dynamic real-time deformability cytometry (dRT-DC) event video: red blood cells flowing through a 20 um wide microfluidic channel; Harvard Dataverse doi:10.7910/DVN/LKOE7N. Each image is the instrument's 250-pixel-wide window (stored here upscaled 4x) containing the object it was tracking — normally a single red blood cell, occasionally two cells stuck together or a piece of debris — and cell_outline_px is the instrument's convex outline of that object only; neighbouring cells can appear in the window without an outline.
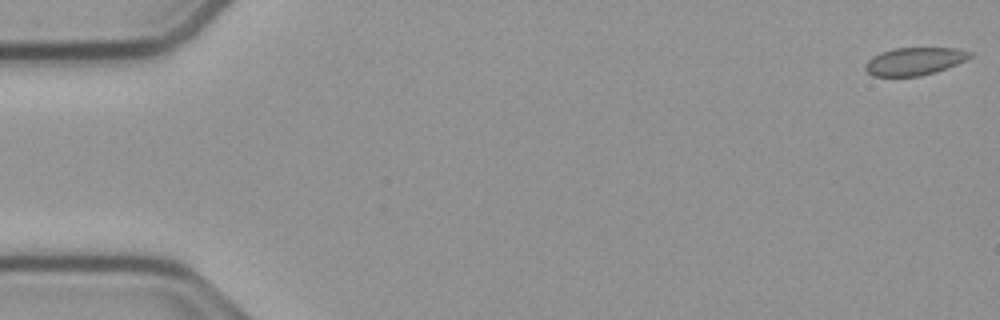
{"species": "common noctule bat (a hibernating species)", "species_latin": "Nyctalus noctula", "temperature_condition": "cold", "stored_images_in_passage": 15, "camera_frame_rate_fps": 3000, "um_per_image_px": 0.085, "animal": {"sex": "male", "body_mass_g": 23.1, "forearm_length_mm": 52.7}, "frame": {"image": 1, "passage_image": 1, "time_ms": 0.0, "image_size_px": [1000, 320], "cell_outline_px": [[972, 56], [956, 64], [936, 72], [920, 76], [872, 76], [864, 68], [864, 64], [872, 56], [880, 52], [892, 48], [956, 48], [972, 52]], "centroid_in_image_um": [77.69, 5.2], "position_along_channel_um": 7.3, "area_um2": 16.94}}